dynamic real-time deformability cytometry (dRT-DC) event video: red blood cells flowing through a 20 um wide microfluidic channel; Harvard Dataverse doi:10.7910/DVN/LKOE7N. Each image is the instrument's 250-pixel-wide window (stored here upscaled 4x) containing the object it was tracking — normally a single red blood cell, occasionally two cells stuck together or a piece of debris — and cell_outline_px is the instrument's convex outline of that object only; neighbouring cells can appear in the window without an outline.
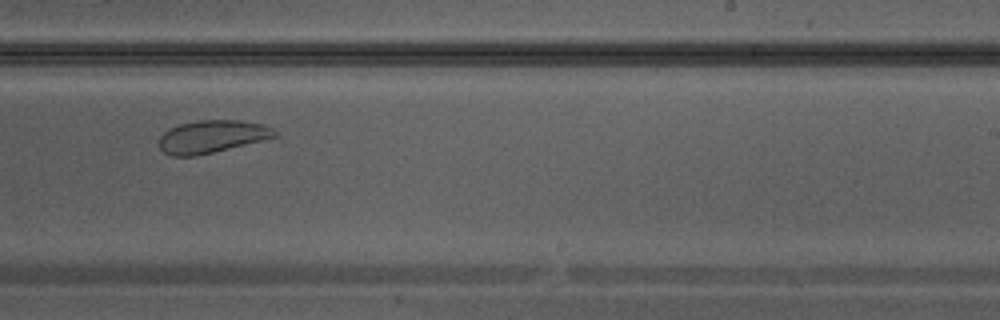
{"species": "Egyptian fruit bat (a non-hibernating species)", "species_latin": "Rousettus aegyptiacus", "temperature_condition": "warm", "stored_images_in_passage": 27, "camera_frame_rate_fps": 3000, "um_per_image_px": 0.085, "animal": {"sex": "male"}, "frame": {"image": 1, "passage_image": 16, "time_ms": 5.0, "image_size_px": [1000, 320], "cell_outline_px": [[276, 136], [264, 140], [196, 156], [172, 156], [164, 152], [160, 148], [160, 136], [168, 128], [180, 124], [196, 120], [240, 120], [264, 124], [272, 128], [276, 132]], "centroid_in_image_um": [18.0, 11.6], "position_along_channel_um": 271.0, "area_um2": 21.96}}